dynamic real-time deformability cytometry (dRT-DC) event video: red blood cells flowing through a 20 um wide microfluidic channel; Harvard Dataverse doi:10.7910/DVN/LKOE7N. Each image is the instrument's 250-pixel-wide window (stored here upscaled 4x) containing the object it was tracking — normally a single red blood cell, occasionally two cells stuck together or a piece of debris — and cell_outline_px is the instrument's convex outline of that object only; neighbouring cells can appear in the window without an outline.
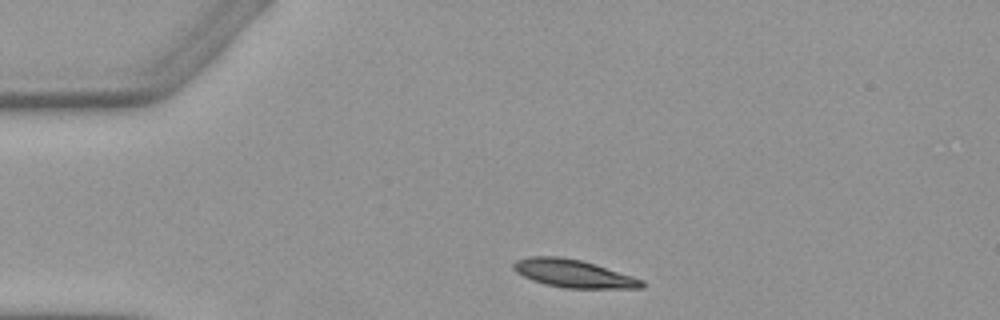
{"species": "Egyptian fruit bat (a non-hibernating species)", "species_latin": "Rousettus aegyptiacus", "temperature_condition": "warm", "stored_images_in_passage": 2, "camera_frame_rate_fps": 3000, "um_per_image_px": 0.085, "animal": {"sex": "female"}, "frame": {"image": 1, "passage_image": 1, "time_ms": 0.0, "image_size_px": [1000, 320], "cell_outline_px": [[644, 288], [564, 288], [544, 284], [532, 280], [516, 272], [512, 268], [512, 264], [516, 260], [532, 256], [560, 256], [580, 260], [596, 264], [644, 280]], "centroid_in_image_um": [48.73, 23.25], "position_along_channel_um": 36.3, "area_um2": 20.87}}